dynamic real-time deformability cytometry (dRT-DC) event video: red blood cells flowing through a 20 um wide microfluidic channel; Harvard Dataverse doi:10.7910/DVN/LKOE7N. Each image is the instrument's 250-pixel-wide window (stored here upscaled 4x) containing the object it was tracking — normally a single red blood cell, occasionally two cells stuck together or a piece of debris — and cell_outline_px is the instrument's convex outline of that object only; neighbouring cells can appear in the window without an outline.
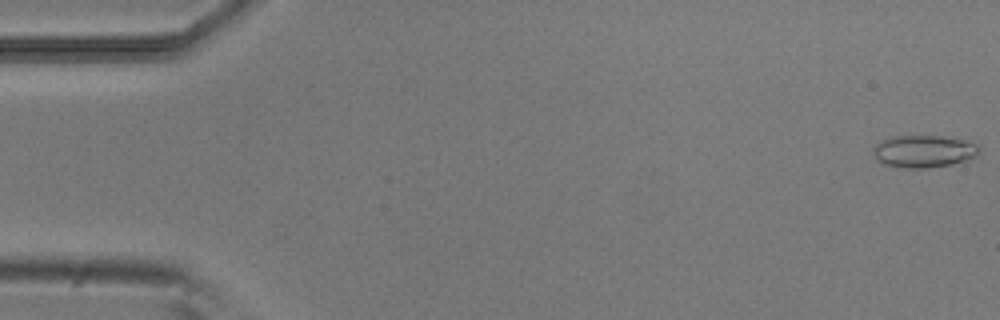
{"species": "common noctule bat (a hibernating species)", "species_latin": "Nyctalus noctula", "temperature_condition": "room temperature", "stored_images_in_passage": 53, "camera_frame_rate_fps": 3000, "um_per_image_px": 0.085, "animal": {"sex": "male", "body_mass_g": 20.5, "forearm_length_mm": 52.5}, "frame": {"image": 1, "passage_image": 1, "time_ms": 0.0, "image_size_px": [1000, 320], "cell_outline_px": [[980, 148], [976, 156], [968, 160], [952, 164], [928, 168], [900, 168], [884, 164], [876, 160], [872, 152], [872, 148], [880, 140], [892, 136], [944, 136], [964, 140], [976, 144]], "centroid_in_image_um": [78.48, 12.86], "position_along_channel_um": 6.5, "area_um2": 20.23}}
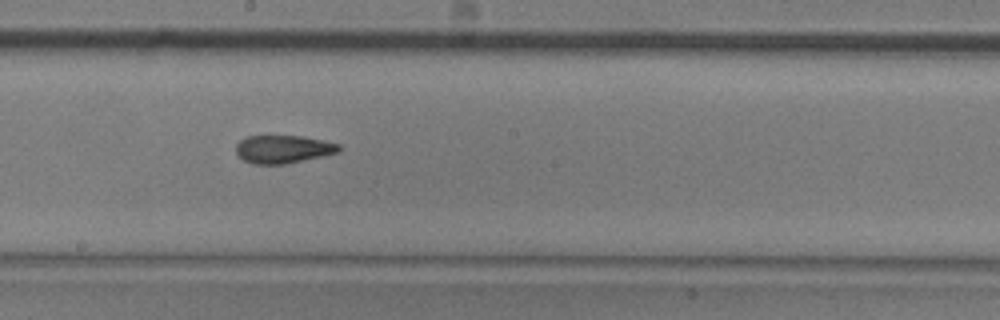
{"frame": {"image": 2, "passage_image": 29, "time_ms": 9.333, "image_size_px": [1000, 320], "cell_outline_px": [[344, 148], [340, 152], [284, 164], [252, 164], [244, 160], [236, 152], [236, 144], [240, 140], [248, 136], [304, 136], [324, 140], [340, 144]], "centroid_in_image_um": [24.11, 12.67], "position_along_channel_um": 224.1, "area_um2": 16.88}}
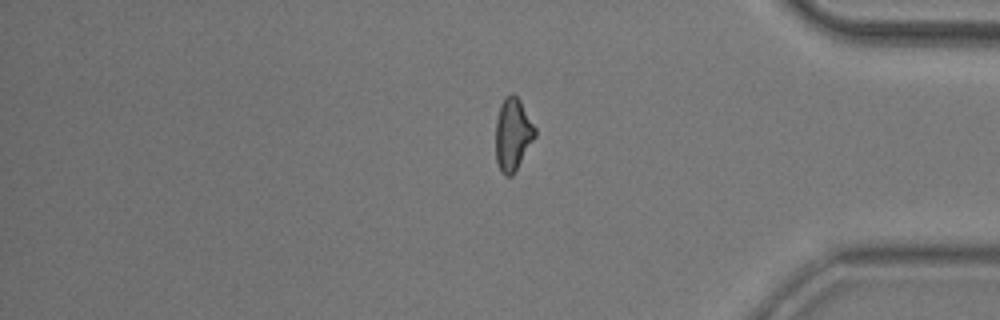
{"frame": {"image": 3, "passage_image": 44, "time_ms": 14.333, "image_size_px": [1000, 320], "cell_outline_px": [[536, 136], [512, 176], [504, 176], [500, 172], [496, 160], [496, 120], [500, 104], [512, 92], [520, 100], [536, 128]], "centroid_in_image_um": [43.58, 11.44], "position_along_channel_um": 391.6, "area_um2": 16.59}, "authors_computed_cell_mechanics": {"area_um2": 17.2244, "velocity_mm_per_s": 3.8266, "shape_relaxation_time_tau1_ms": 7.0422, "shape_relaxation_time_tau2_ms": 3.0127, "deformation_change_tau1": 0.1766, "deformation_change_tau2": 0.097}}